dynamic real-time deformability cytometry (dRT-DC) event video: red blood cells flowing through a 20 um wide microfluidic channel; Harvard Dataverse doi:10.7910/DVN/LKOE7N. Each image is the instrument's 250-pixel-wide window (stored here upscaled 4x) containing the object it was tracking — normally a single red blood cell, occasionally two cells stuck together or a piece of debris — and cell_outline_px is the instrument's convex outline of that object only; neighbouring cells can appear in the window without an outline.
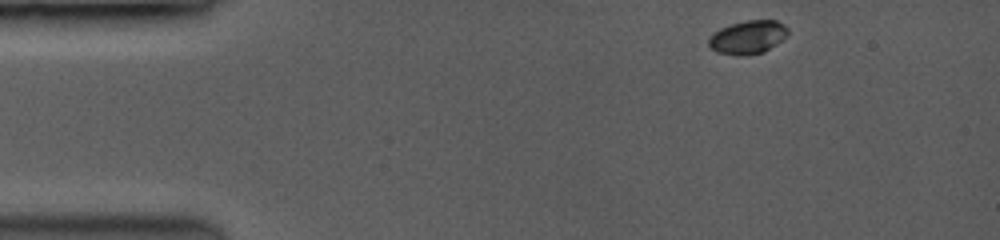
{"species": "common noctule bat (a hibernating species)", "species_latin": "Nyctalus noctula", "temperature_condition": "room temperature", "stored_images_in_passage": 33, "camera_frame_rate_fps": 3500, "um_per_image_px": 0.085, "animal": {"sex": "female", "body_mass_g": 19.0, "forearm_length_mm": 53.3}, "frame": {"image": 1, "passage_image": 1, "time_ms": 0.0, "image_size_px": [1000, 240], "cell_outline_px": [[788, 32], [780, 40], [768, 48], [760, 52], [720, 52], [712, 48], [708, 44], [708, 40], [720, 28], [732, 24], [748, 20], [776, 20], [784, 24], [788, 28]], "centroid_in_image_um": [63.59, 3.08], "position_along_channel_um": 21.4, "area_um2": 14.22}}
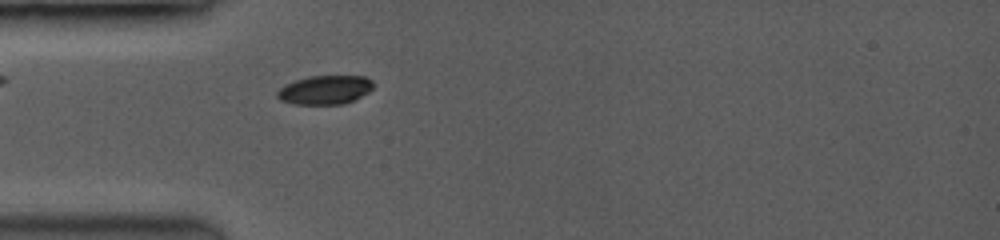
{"frame": {"image": 2, "passage_image": 19, "time_ms": 2.857, "image_size_px": [1000, 240], "cell_outline_px": [[372, 88], [368, 92], [352, 100], [340, 104], [296, 104], [280, 100], [276, 96], [276, 92], [280, 88], [296, 80], [312, 76], [364, 76], [372, 80]], "centroid_in_image_um": [27.61, 7.64], "position_along_channel_um": 57.4, "area_um2": 15.84}}
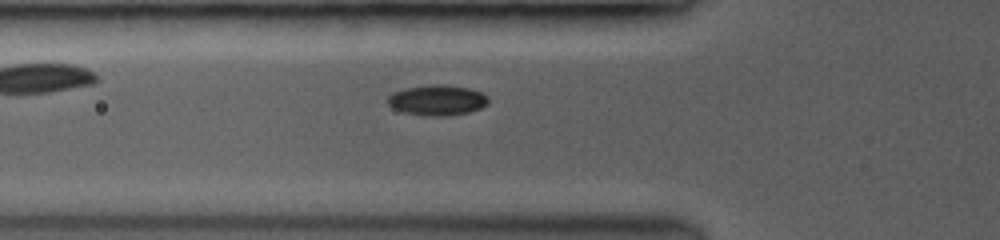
{"frame": {"image": 3, "passage_image": 24, "time_ms": 3.714, "image_size_px": [1000, 240], "cell_outline_px": [[488, 104], [480, 108], [468, 112], [440, 116], [432, 116], [404, 112], [388, 104], [388, 96], [392, 92], [408, 88], [436, 84], [444, 84], [468, 88], [480, 92], [488, 96]], "centroid_in_image_um": [37.19, 8.5], "position_along_channel_um": 88.6, "area_um2": 17.46}}